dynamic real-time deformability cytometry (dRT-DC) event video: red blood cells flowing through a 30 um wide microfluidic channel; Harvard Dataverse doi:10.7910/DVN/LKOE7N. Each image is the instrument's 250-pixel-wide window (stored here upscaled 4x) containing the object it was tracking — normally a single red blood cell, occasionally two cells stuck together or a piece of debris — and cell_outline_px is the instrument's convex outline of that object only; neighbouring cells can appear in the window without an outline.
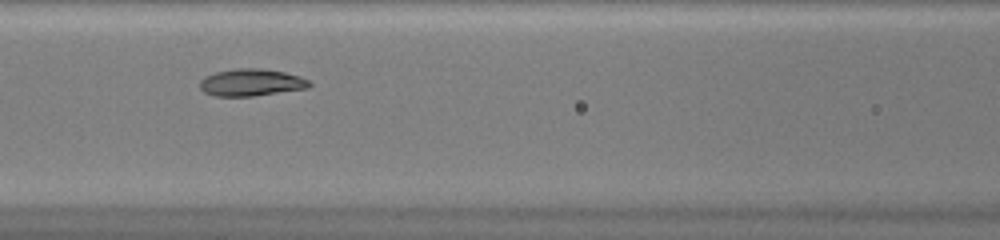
{"species": "common noctule bat (a hibernating species)", "species_latin": "Nyctalus noctula", "temperature_condition": "warm", "stored_images_in_passage": 38, "camera_frame_rate_fps": 3000, "um_per_image_px": 0.085, "animal": {"sex": "female", "body_mass_g": 20.0, "forearm_length_mm": 54.0}, "frame": {"image": 1, "passage_image": 11, "time_ms": 3.333, "image_size_px": [1000, 240], "cell_outline_px": [[312, 84], [308, 88], [252, 96], [216, 96], [204, 92], [200, 88], [200, 80], [204, 76], [216, 72], [236, 68], [260, 68], [284, 72], [300, 76], [308, 80]], "centroid_in_image_um": [21.34, 7.0], "position_along_channel_um": 145.3, "area_um2": 17.28}}
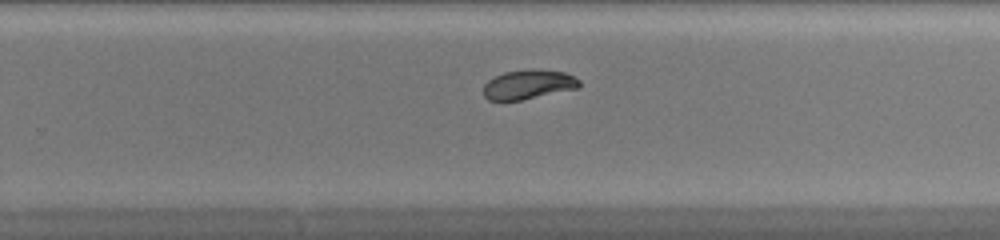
{"frame": {"image": 2, "passage_image": 21, "time_ms": 6.667, "image_size_px": [1000, 240], "cell_outline_px": [[580, 88], [520, 100], [488, 100], [484, 96], [484, 84], [488, 80], [504, 72], [532, 68], [564, 72], [580, 80]], "centroid_in_image_um": [44.92, 7.17], "position_along_channel_um": 284.9, "area_um2": 16.42}}
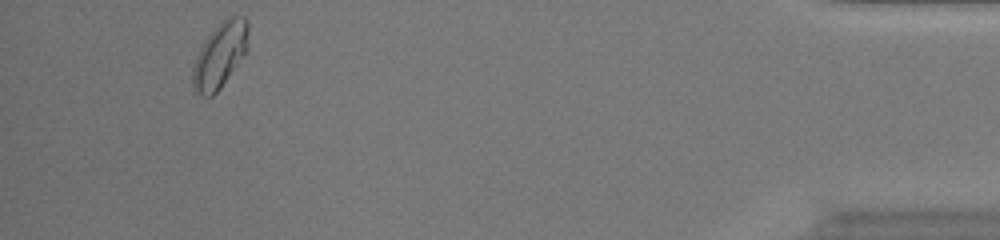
{"frame": {"image": 3, "passage_image": 35, "time_ms": 11.333, "image_size_px": [1000, 240], "cell_outline_px": [[248, 52], [220, 88], [212, 96], [200, 96], [192, 88], [192, 68], [196, 56], [204, 40], [220, 20], [228, 16], [244, 16], [248, 24]], "centroid_in_image_um": [18.7, 4.67], "position_along_channel_um": 416.5, "area_um2": 21.62}, "authors_computed_cell_mechanics": {"area_um2": 17.4556, "velocity_mm_per_s": 4.1986, "shape_relaxation_time_tau1_ms": 5.6959, "shape_relaxation_time_tau2_ms": 1.2767, "deformation_change_tau1": 0.1936, "deformation_change_tau2": 0.0344}}